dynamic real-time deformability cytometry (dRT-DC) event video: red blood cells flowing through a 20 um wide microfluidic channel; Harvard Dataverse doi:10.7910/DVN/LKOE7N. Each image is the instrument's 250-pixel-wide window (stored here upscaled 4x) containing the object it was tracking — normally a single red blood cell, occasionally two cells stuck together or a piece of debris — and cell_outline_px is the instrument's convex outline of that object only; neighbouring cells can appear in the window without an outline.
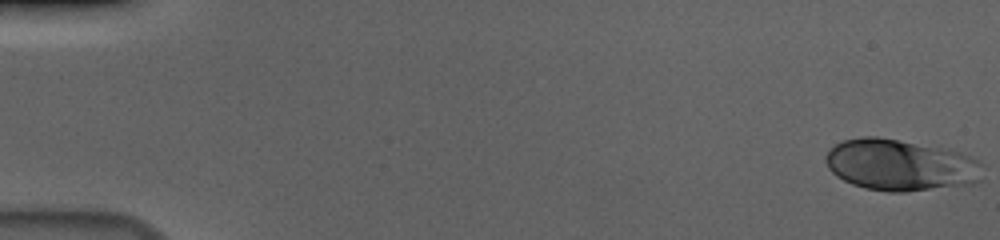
{"species": "human", "species_latin": "Homo sapiens", "temperature_condition": "cold", "stored_images_in_passage": 56, "camera_frame_rate_fps": 3000, "um_per_image_px": 0.085, "donor": {"sex": "male"}, "frame": {"image": 1, "passage_image": 1, "time_ms": 0.0, "image_size_px": [1000, 240], "cell_outline_px": [[984, 180], [972, 184], [904, 192], [888, 192], [864, 188], [852, 184], [836, 176], [828, 168], [824, 160], [824, 156], [828, 148], [844, 140], [860, 136], [876, 136], [952, 148], [972, 156], [984, 164]], "centroid_in_image_um": [76.59, 14.01], "position_along_channel_um": 8.4, "area_um2": 48.38}}
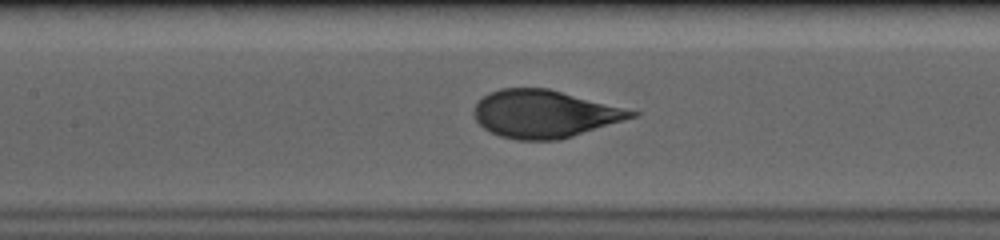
{"frame": {"image": 2, "passage_image": 27, "time_ms": 8.667, "image_size_px": [1000, 240], "cell_outline_px": [[640, 116], [560, 140], [516, 140], [500, 136], [484, 128], [476, 120], [472, 112], [476, 104], [488, 92], [500, 88], [548, 88], [640, 112]], "centroid_in_image_um": [46.29, 9.69], "position_along_channel_um": 161.1, "area_um2": 43.81}}
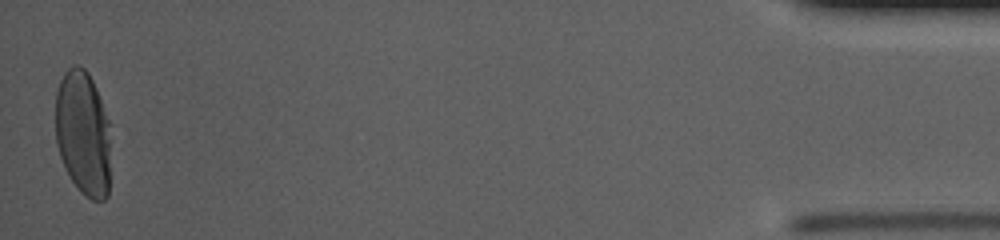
{"frame": {"image": 3, "passage_image": 56, "time_ms": 18.333, "image_size_px": [1000, 240], "cell_outline_px": [[108, 196], [104, 200], [92, 200], [84, 196], [80, 192], [64, 168], [56, 144], [56, 92], [60, 80], [64, 72], [68, 68], [76, 64], [80, 64], [88, 72], [96, 88], [108, 120]], "centroid_in_image_um": [7.02, 11.3], "position_along_channel_um": 428.2, "area_um2": 40.0}, "authors_computed_cell_mechanics": {"area_um2": 43.8124, "velocity_mm_per_s": 3.648, "shape_relaxation_time_tau1_ms": 3.2017, "shape_relaxation_time_tau2_ms": null, "deformation_change_tau1": 0.163, "deformation_change_tau2": null}}